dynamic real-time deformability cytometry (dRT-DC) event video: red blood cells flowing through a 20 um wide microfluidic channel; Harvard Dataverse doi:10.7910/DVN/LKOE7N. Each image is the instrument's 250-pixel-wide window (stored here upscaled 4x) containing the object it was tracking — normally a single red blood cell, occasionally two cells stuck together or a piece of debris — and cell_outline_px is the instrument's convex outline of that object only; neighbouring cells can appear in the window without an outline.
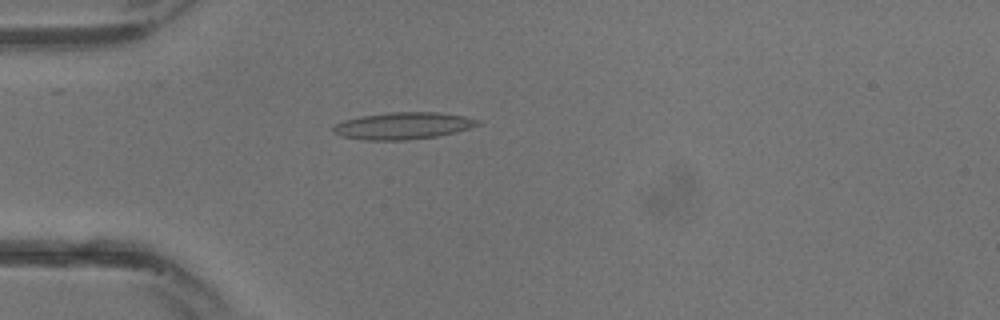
{"species": "common noctule bat (a hibernating species)", "species_latin": "Nyctalus noctula", "temperature_condition": "warm", "stored_images_in_passage": 17, "camera_frame_rate_fps": 3000, "um_per_image_px": 0.085, "animal": {"sex": "male", "body_mass_g": 13.3}, "frame": {"image": 1, "passage_image": 9, "time_ms": 2.667, "image_size_px": [1000, 320], "cell_outline_px": [[484, 120], [480, 124], [456, 132], [436, 136], [404, 140], [364, 140], [340, 136], [332, 132], [332, 124], [344, 120], [360, 116], [388, 112], [436, 112], [464, 116]], "centroid_in_image_um": [34.22, 10.68], "position_along_channel_um": 50.8, "area_um2": 22.89}}
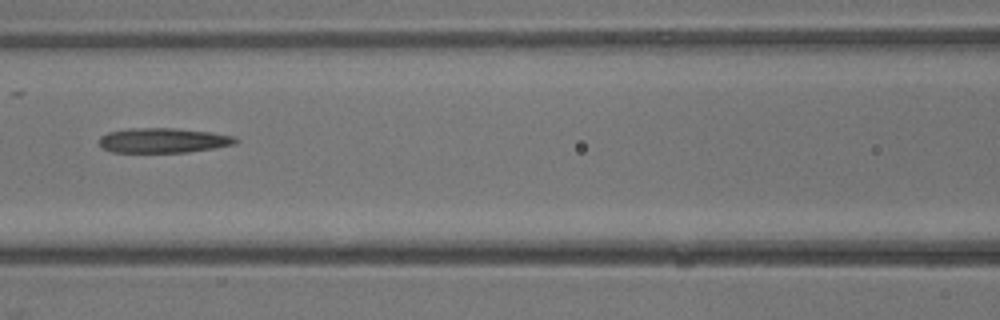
{"frame": {"image": 2, "passage_image": 14, "time_ms": 4.333, "image_size_px": [1000, 320], "cell_outline_px": [[240, 140], [236, 144], [188, 152], [112, 152], [104, 148], [100, 144], [100, 136], [108, 132], [128, 128], [176, 128], [212, 132], [236, 136]], "centroid_in_image_um": [13.92, 11.92], "position_along_channel_um": 152.7, "area_um2": 19.83}}
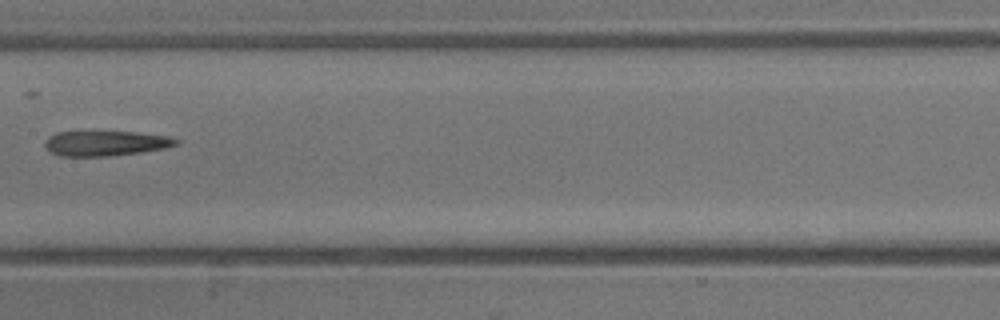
{"frame": {"image": 3, "passage_image": 16, "time_ms": 5.0, "image_size_px": [1000, 320], "cell_outline_px": [[180, 144], [164, 148], [140, 152], [112, 156], [60, 156], [44, 148], [44, 144], [48, 136], [56, 132], [136, 132], [168, 136], [180, 140]], "centroid_in_image_um": [8.98, 12.18], "position_along_channel_um": 198.4, "area_um2": 19.19}}